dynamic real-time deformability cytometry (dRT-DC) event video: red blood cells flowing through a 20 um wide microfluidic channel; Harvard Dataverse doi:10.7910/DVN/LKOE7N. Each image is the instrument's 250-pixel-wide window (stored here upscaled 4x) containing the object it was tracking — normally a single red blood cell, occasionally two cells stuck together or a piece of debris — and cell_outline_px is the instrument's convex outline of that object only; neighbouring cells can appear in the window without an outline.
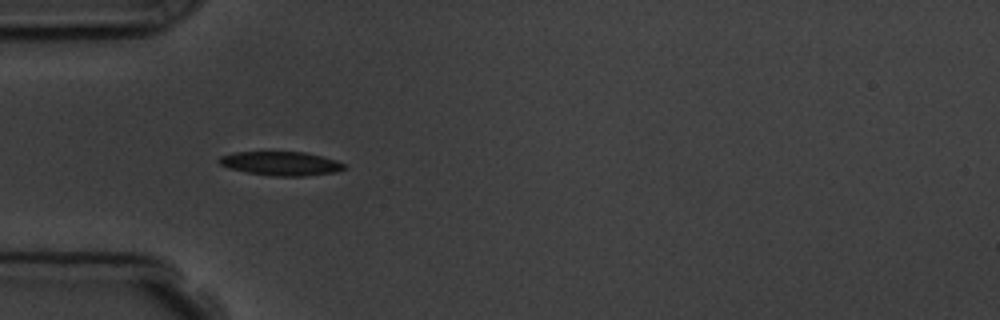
{"species": "common noctule bat (a hibernating species)", "species_latin": "Nyctalus noctula", "temperature_condition": "room temperature", "stored_images_in_passage": 4, "camera_frame_rate_fps": 3000, "um_per_image_px": 0.085, "animal": {"sex": "male", "body_mass_g": 19.5, "forearm_length_mm": 54.6}, "frame": {"image": 1, "passage_image": 4, "time_ms": 4.333, "image_size_px": [1000, 320], "cell_outline_px": [[348, 168], [336, 172], [304, 176], [272, 176], [248, 172], [228, 168], [220, 164], [216, 160], [220, 156], [232, 152], [304, 152], [336, 160], [344, 164]], "centroid_in_image_um": [23.86, 13.9], "position_along_channel_um": 61.1, "area_um2": 17.46}}